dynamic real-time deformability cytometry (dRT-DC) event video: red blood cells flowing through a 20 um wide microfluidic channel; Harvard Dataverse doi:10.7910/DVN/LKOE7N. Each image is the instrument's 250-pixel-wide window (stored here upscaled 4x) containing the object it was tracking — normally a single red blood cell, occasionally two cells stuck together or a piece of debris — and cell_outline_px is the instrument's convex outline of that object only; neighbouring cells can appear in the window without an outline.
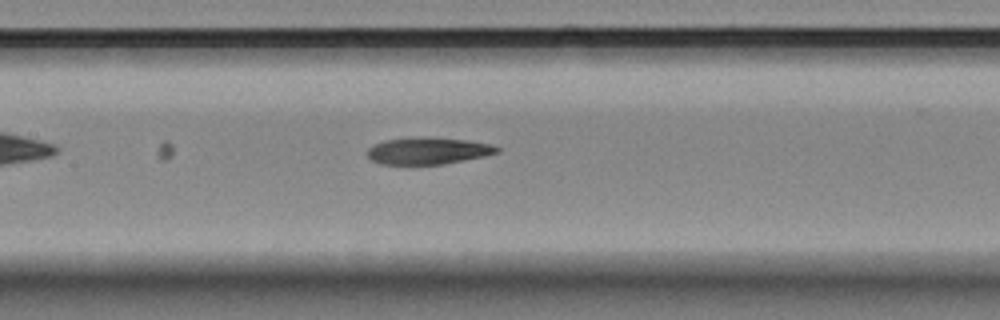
{"species": "Egyptian fruit bat (a non-hibernating species)", "species_latin": "Rousettus aegyptiacus", "temperature_condition": "room temperature", "stored_images_in_passage": 14, "camera_frame_rate_fps": 3000, "um_per_image_px": 0.085, "animal": {"sex": "female"}, "frame": {"image": 1, "passage_image": 14, "time_ms": 4.333, "image_size_px": [1000, 320], "cell_outline_px": [[500, 152], [484, 156], [444, 164], [380, 164], [372, 160], [368, 156], [368, 148], [376, 144], [388, 140], [468, 140], [492, 144], [500, 148]], "centroid_in_image_um": [36.44, 12.88], "position_along_channel_um": 171.0, "area_um2": 19.07}}